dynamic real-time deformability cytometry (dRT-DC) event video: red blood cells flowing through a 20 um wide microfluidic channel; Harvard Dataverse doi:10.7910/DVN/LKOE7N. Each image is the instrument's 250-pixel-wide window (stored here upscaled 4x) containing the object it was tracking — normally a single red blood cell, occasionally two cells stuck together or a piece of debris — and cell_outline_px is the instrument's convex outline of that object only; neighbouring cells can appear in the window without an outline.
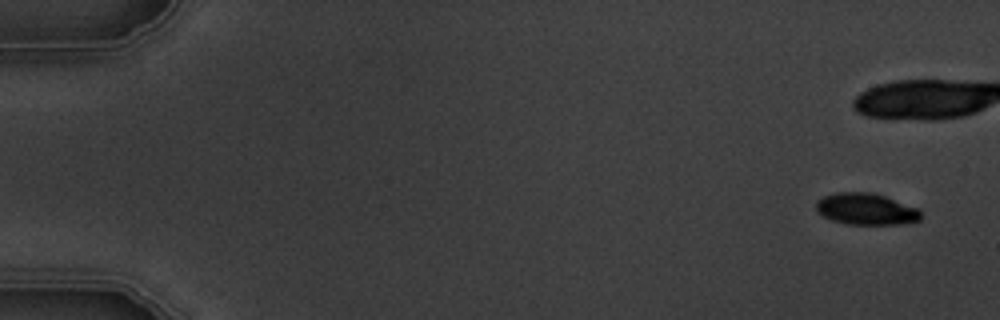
{"species": "common noctule bat (a hibernating species)", "species_latin": "Nyctalus noctula", "temperature_condition": "warm", "stored_images_in_passage": 6, "camera_frame_rate_fps": 3000, "um_per_image_px": 0.085, "animal": {"sex": "male", "body_mass_g": 19.5, "forearm_length_mm": 54.6}, "frame": {"image": 1, "passage_image": 1, "time_ms": 0.0, "image_size_px": [1000, 320], "cell_outline_px": [[920, 220], [904, 224], [848, 224], [832, 220], [824, 216], [816, 208], [816, 200], [824, 196], [836, 192], [872, 192], [920, 208]], "centroid_in_image_um": [73.64, 17.76], "position_along_channel_um": 11.4, "area_um2": 19.25}}